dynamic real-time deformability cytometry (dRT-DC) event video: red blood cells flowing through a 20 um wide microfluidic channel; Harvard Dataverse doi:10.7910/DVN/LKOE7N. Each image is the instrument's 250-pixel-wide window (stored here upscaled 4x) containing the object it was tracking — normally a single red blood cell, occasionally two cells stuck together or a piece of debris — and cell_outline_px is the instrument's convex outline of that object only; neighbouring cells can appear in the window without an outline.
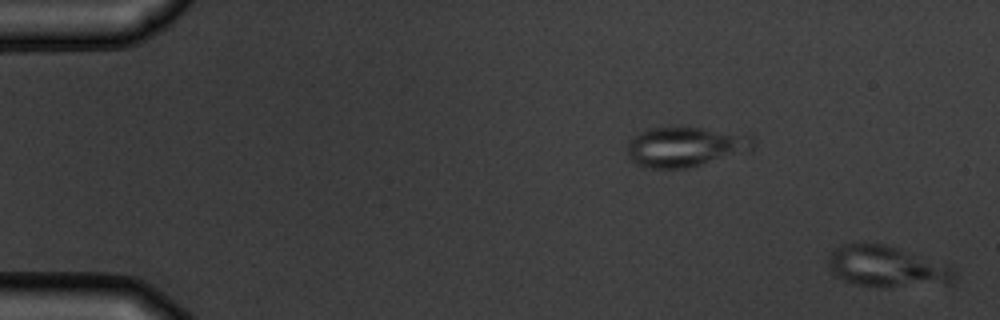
{"species": "common noctule bat (a hibernating species)", "species_latin": "Nyctalus noctula", "temperature_condition": "warm", "stored_images_in_passage": 3, "segment_of_instrument_passage": [2, 2], "camera_frame_rate_fps": 3000, "um_per_image_px": 0.085, "animal": {"sex": "male", "body_mass_g": 19.5, "forearm_length_mm": 54.6}, "frame": {"image": 1, "passage_image": 3, "time_ms": 2.333, "image_size_px": [1000, 320], "cell_outline_px": [[956, 272], [952, 280], [944, 284], [856, 284], [844, 280], [836, 276], [832, 272], [828, 264], [828, 256], [836, 248], [844, 244], [884, 244], [948, 264]], "centroid_in_image_um": [75.35, 22.61], "position_along_channel_um": 9.7, "area_um2": 28.78}}